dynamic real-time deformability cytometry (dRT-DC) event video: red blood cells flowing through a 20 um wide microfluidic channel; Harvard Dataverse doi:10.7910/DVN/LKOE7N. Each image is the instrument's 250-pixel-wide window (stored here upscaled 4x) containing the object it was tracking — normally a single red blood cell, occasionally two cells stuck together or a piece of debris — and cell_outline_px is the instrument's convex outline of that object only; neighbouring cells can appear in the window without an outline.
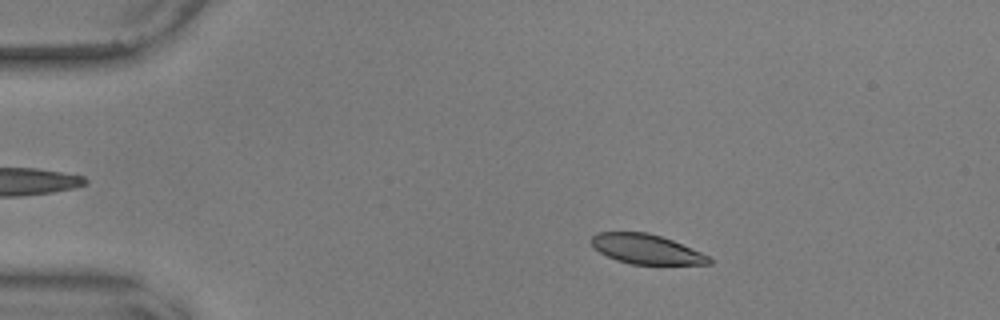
{"species": "common noctule bat (a hibernating species)", "species_latin": "Nyctalus noctula", "temperature_condition": "warm", "stored_images_in_passage": 55, "camera_frame_rate_fps": 3000, "um_per_image_px": 0.085, "animal": {"sex": "male", "body_mass_g": 17.9, "forearm_length_mm": 54.2}, "frame": {"image": 1, "passage_image": 9, "time_ms": 2.667, "image_size_px": [1000, 320], "cell_outline_px": [[712, 264], [632, 264], [616, 260], [592, 248], [588, 240], [596, 232], [648, 232], [672, 240], [700, 252], [708, 256], [712, 260]], "centroid_in_image_um": [54.86, 21.17], "position_along_channel_um": 30.1, "area_um2": 20.35}}
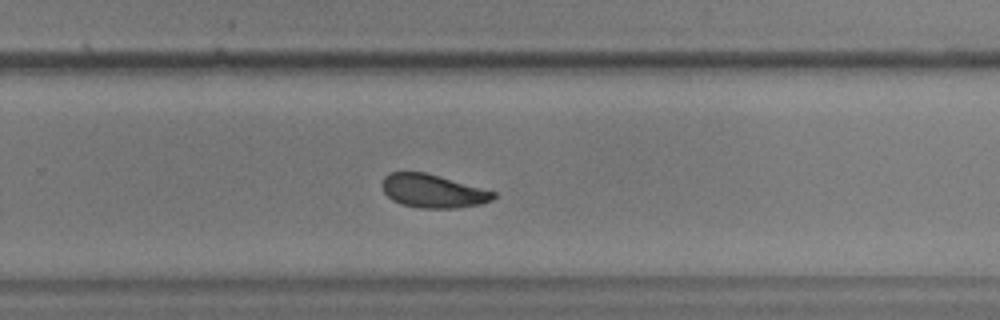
{"frame": {"image": 2, "passage_image": 36, "time_ms": 11.667, "image_size_px": [1000, 320], "cell_outline_px": [[496, 196], [492, 200], [480, 204], [456, 208], [420, 208], [400, 204], [392, 200], [384, 192], [380, 184], [384, 176], [388, 172], [424, 172], [496, 192]], "centroid_in_image_um": [36.75, 16.24], "position_along_channel_um": 293.1, "area_um2": 21.62}}
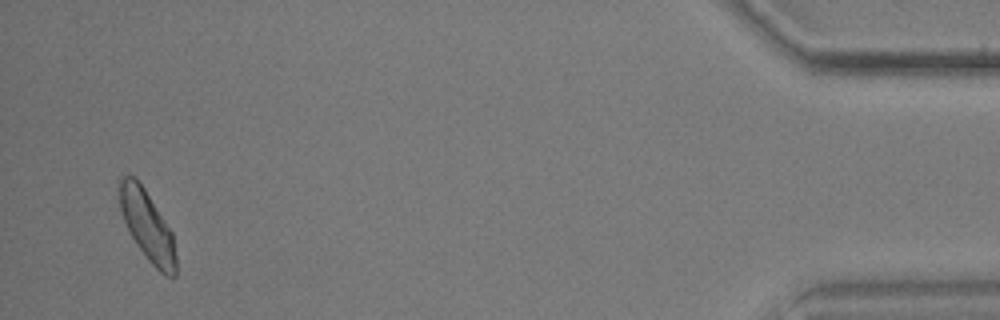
{"frame": {"image": 3, "passage_image": 53, "time_ms": 17.333, "image_size_px": [1000, 320], "cell_outline_px": [[176, 276], [164, 276], [148, 260], [136, 244], [120, 212], [120, 176], [136, 176], [144, 188], [172, 232], [176, 256]], "centroid_in_image_um": [12.53, 19.2], "position_along_channel_um": 422.7, "area_um2": 22.72}, "authors_computed_cell_mechanics": {"area_um2": 22.253, "velocity_mm_per_s": 3.6079, "shape_relaxation_time_tau1_ms": 3.3287, "shape_relaxation_time_tau2_ms": 2.9074, "deformation_change_tau1": 0.1206, "deformation_change_tau2": 0.0613}}